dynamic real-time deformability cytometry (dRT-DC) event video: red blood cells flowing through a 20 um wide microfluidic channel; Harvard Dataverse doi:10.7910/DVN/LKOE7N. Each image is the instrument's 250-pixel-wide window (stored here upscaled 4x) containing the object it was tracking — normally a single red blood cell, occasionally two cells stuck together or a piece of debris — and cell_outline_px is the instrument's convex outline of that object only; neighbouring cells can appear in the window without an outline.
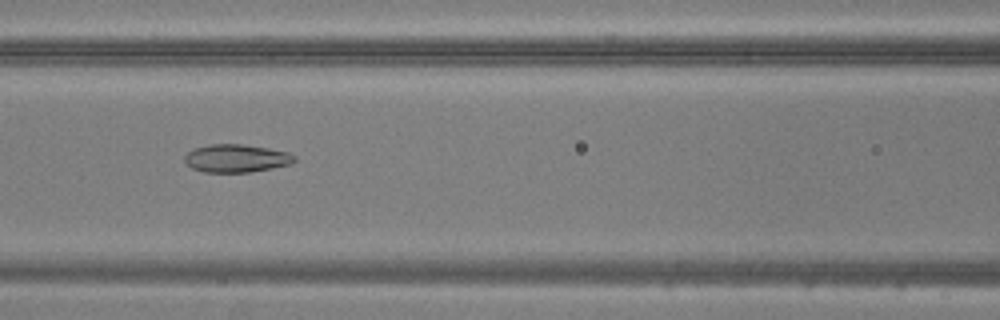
{"species": "common noctule bat (a hibernating species)", "species_latin": "Nyctalus noctula", "temperature_condition": "warm", "stored_images_in_passage": 50, "camera_frame_rate_fps": 3000, "um_per_image_px": 0.085, "animal": {"sex": "male", "body_mass_g": 20.5, "forearm_length_mm": 52.5}, "frame": {"image": 1, "passage_image": 22, "time_ms": 7.0, "image_size_px": [1000, 320], "cell_outline_px": [[296, 160], [292, 164], [272, 168], [248, 172], [204, 172], [192, 168], [184, 160], [184, 156], [192, 148], [208, 144], [240, 144], [268, 148], [288, 152], [296, 156]], "centroid_in_image_um": [20.08, 13.45], "position_along_channel_um": 146.5, "area_um2": 17.98}}
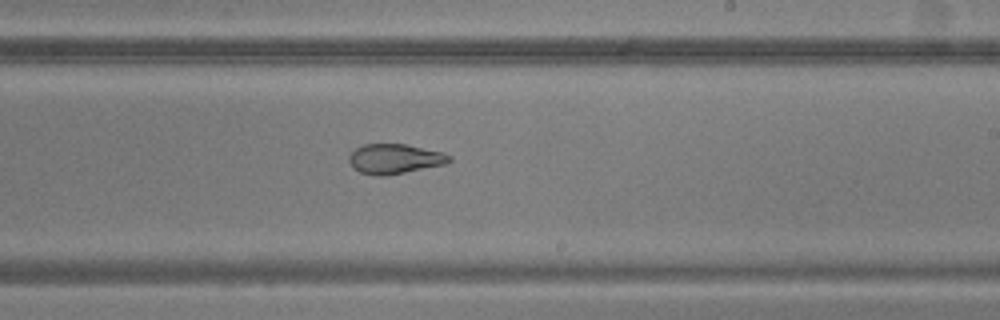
{"frame": {"image": 2, "passage_image": 30, "time_ms": 9.667, "image_size_px": [1000, 320], "cell_outline_px": [[452, 160], [444, 164], [384, 176], [376, 176], [360, 172], [352, 168], [348, 160], [348, 156], [356, 148], [364, 144], [404, 144], [440, 152], [452, 156]], "centroid_in_image_um": [33.49, 13.5], "position_along_channel_um": 255.5, "area_um2": 17.22}}
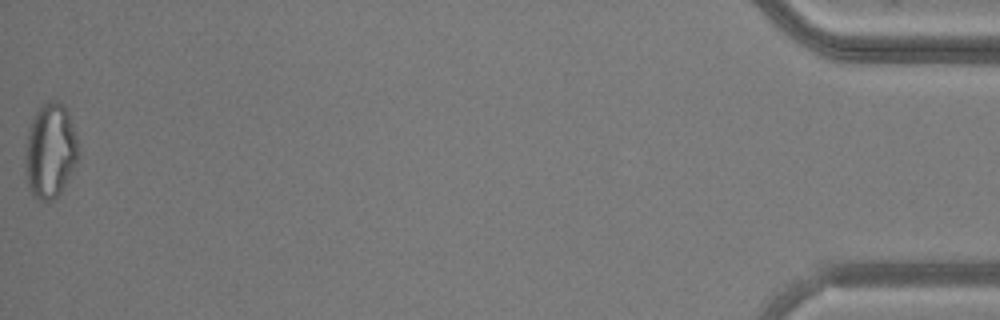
{"frame": {"image": 3, "passage_image": 50, "time_ms": 16.333, "image_size_px": [1000, 320], "cell_outline_px": [[80, 156], [60, 192], [52, 200], [40, 200], [32, 196], [28, 184], [24, 160], [28, 132], [32, 120], [36, 112], [48, 100], [56, 100], [64, 108], [68, 116], [76, 136]], "centroid_in_image_um": [4.26, 12.85], "position_along_channel_um": 430.9, "area_um2": 28.78}}